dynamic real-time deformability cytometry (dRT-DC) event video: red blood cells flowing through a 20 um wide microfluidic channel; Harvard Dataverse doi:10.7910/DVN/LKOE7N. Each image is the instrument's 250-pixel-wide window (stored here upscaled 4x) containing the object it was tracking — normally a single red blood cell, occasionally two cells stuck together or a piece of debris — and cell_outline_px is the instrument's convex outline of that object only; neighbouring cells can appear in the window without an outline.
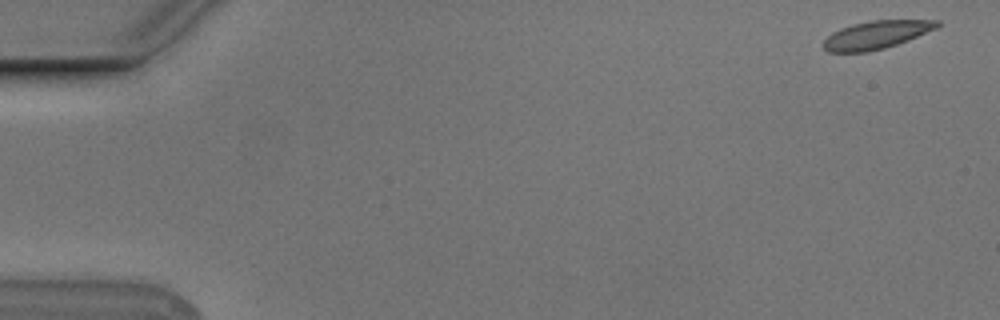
{"species": "Egyptian fruit bat (a non-hibernating species)", "species_latin": "Rousettus aegyptiacus", "temperature_condition": "cold", "stored_images_in_passage": 17, "camera_frame_rate_fps": 3000, "um_per_image_px": 0.085, "animal": {"sex": "male"}, "frame": {"image": 1, "passage_image": 1, "time_ms": 0.0, "image_size_px": [1000, 320], "cell_outline_px": [[940, 24], [936, 28], [908, 40], [884, 48], [864, 52], [828, 52], [824, 48], [824, 40], [832, 32], [840, 28], [852, 24], [872, 20], [940, 20]], "centroid_in_image_um": [74.47, 2.95], "position_along_channel_um": 10.5, "area_um2": 18.38}}
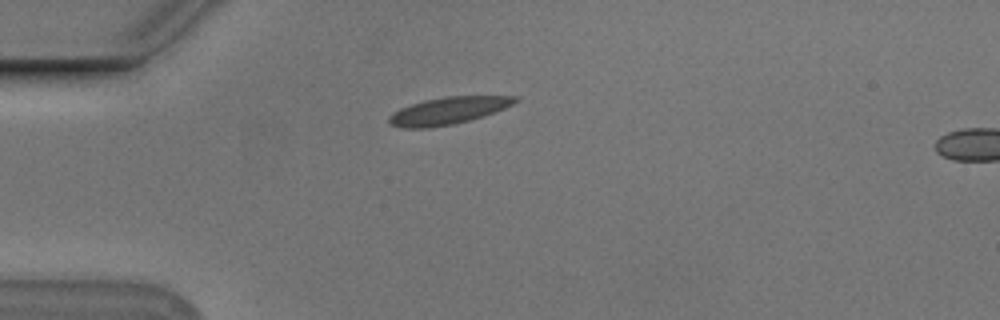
{"frame": {"image": 2, "passage_image": 14, "time_ms": 4.333, "image_size_px": [1000, 320], "cell_outline_px": [[520, 100], [504, 108], [468, 120], [452, 124], [428, 128], [404, 128], [388, 124], [388, 116], [392, 112], [400, 108], [424, 100], [444, 96], [520, 96]], "centroid_in_image_um": [38.04, 9.4], "position_along_channel_um": 47.0, "area_um2": 19.83}}